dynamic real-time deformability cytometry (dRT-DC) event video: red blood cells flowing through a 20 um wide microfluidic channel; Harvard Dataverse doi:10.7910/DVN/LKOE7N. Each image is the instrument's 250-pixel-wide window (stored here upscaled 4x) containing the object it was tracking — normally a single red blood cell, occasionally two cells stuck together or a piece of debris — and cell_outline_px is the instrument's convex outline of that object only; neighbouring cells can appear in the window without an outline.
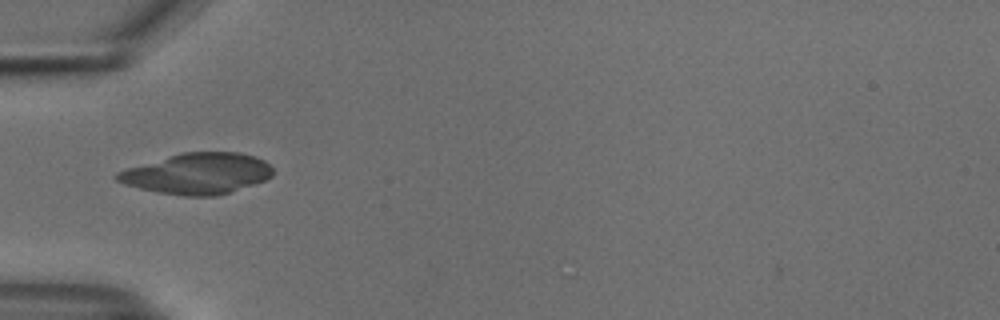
{"species": "common noctule bat (a hibernating species)", "species_latin": "Nyctalus noctula", "temperature_condition": "cold", "stored_images_in_passage": 37, "camera_frame_rate_fps": 3000, "um_per_image_px": 0.085, "animal": {"sex": "male", "body_mass_g": 18.8}, "frame": {"image": 1, "passage_image": 1, "time_ms": 0.0, "image_size_px": [1000, 320], "cell_outline_px": [[272, 176], [264, 180], [216, 196], [184, 196], [160, 192], [140, 188], [124, 184], [116, 180], [116, 172], [128, 168], [180, 152], [240, 152], [256, 156], [264, 160], [272, 168]], "centroid_in_image_um": [16.78, 14.74], "position_along_channel_um": 68.2, "area_um2": 36.76}}
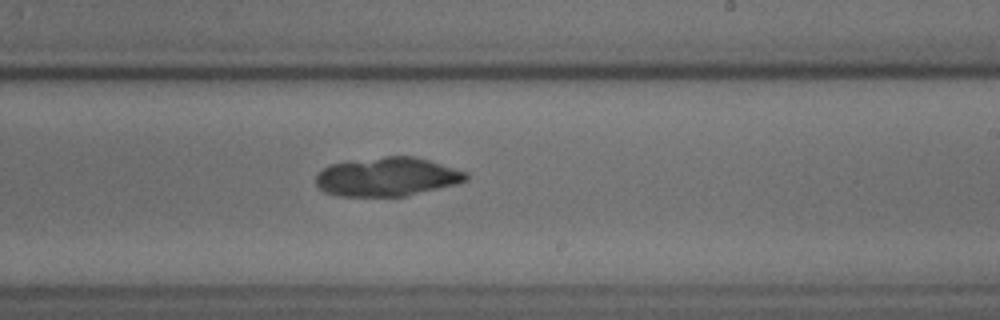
{"frame": {"image": 2, "passage_image": 16, "time_ms": 5.0, "image_size_px": [1000, 320], "cell_outline_px": [[468, 180], [456, 184], [404, 196], [336, 196], [324, 192], [316, 184], [316, 176], [324, 168], [332, 164], [384, 156], [416, 156], [468, 172]], "centroid_in_image_um": [32.93, 15.03], "position_along_channel_um": 256.1, "area_um2": 33.81}}
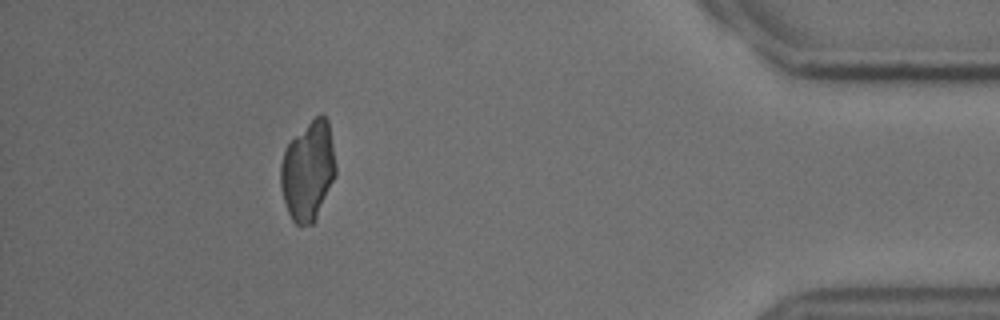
{"frame": {"image": 3, "passage_image": 32, "time_ms": 10.333, "image_size_px": [1000, 320], "cell_outline_px": [[336, 176], [316, 220], [312, 224], [296, 224], [292, 220], [288, 212], [280, 188], [280, 164], [284, 152], [288, 144], [320, 112], [328, 120], [336, 164]], "centroid_in_image_um": [26.19, 14.55], "position_along_channel_um": 409.0, "area_um2": 31.79}}